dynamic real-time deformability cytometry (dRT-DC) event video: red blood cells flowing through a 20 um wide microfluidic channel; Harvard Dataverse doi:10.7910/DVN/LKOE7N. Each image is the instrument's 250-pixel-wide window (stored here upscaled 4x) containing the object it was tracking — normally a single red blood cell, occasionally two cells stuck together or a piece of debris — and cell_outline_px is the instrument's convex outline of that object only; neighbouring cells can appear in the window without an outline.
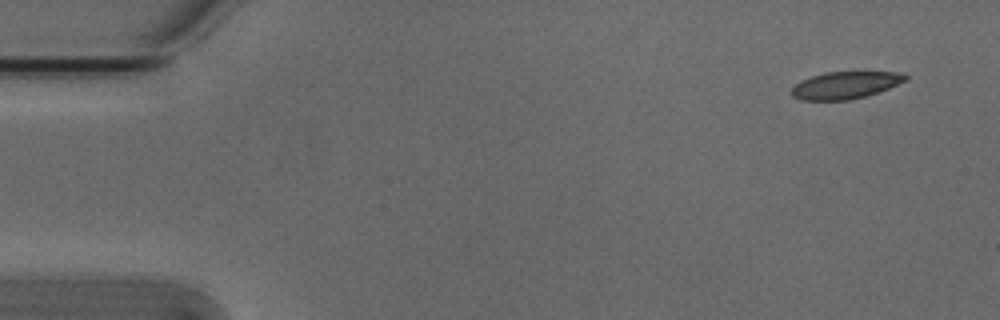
{"species": "Egyptian fruit bat (a non-hibernating species)", "species_latin": "Rousettus aegyptiacus", "temperature_condition": "cold", "stored_images_in_passage": 3, "camera_frame_rate_fps": 3000, "um_per_image_px": 0.085, "animal": {"sex": "male"}, "frame": {"image": 1, "passage_image": 1, "time_ms": 0.0, "image_size_px": [1000, 320], "cell_outline_px": [[908, 80], [888, 88], [864, 96], [848, 100], [800, 100], [792, 96], [788, 92], [800, 80], [824, 72], [904, 72], [908, 76]], "centroid_in_image_um": [71.82, 7.23], "position_along_channel_um": 13.2, "area_um2": 18.09}}